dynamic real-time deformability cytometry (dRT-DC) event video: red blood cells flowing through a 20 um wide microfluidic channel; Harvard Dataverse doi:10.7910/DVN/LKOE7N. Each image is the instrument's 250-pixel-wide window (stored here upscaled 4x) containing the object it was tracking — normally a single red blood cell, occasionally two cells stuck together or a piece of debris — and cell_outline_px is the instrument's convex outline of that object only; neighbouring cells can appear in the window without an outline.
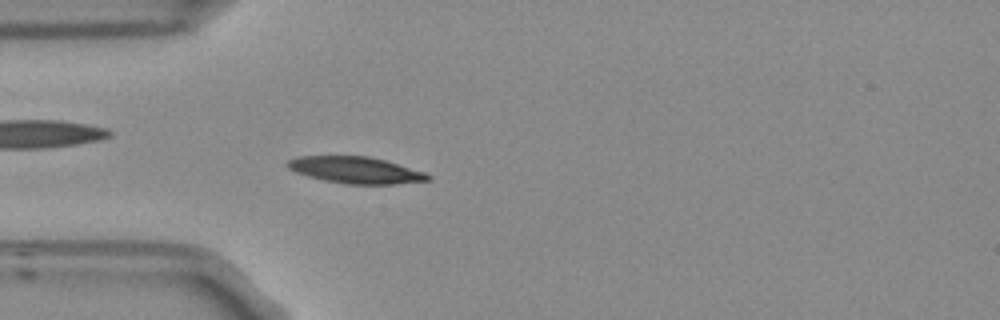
{"species": "Egyptian fruit bat (a non-hibernating species)", "species_latin": "Rousettus aegyptiacus", "temperature_condition": "room temperature", "stored_images_in_passage": 4, "camera_frame_rate_fps": 3000, "um_per_image_px": 0.085, "frame": {"image": 1, "passage_image": 4, "time_ms": 1.0, "image_size_px": [1000, 320], "cell_outline_px": [[432, 180], [396, 184], [344, 184], [324, 180], [308, 176], [296, 172], [288, 168], [284, 164], [288, 160], [300, 156], [368, 156], [384, 160], [424, 172], [432, 176]], "centroid_in_image_um": [30.22, 14.46], "position_along_channel_um": 54.8, "area_um2": 21.73}}